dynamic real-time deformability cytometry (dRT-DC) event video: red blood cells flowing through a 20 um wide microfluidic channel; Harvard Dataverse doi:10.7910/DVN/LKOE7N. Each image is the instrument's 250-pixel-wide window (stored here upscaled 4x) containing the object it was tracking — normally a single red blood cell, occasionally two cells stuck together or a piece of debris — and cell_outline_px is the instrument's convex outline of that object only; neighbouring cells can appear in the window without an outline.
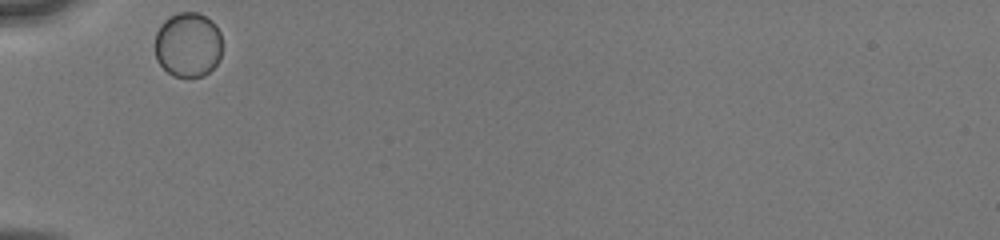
{"species": "human", "species_latin": "Homo sapiens", "temperature_condition": "cold", "stored_images_in_passage": 33, "camera_frame_rate_fps": 3000, "um_per_image_px": 0.085, "donor": {"sex": "male"}, "frame": {"image": 1, "passage_image": 1, "time_ms": 0.0, "image_size_px": [1000, 240], "cell_outline_px": [[220, 60], [204, 76], [172, 76], [156, 60], [156, 32], [160, 24], [164, 20], [176, 12], [196, 12], [212, 20], [216, 24], [220, 32]], "centroid_in_image_um": [15.97, 3.78], "position_along_channel_um": 69.0, "area_um2": 25.43}}
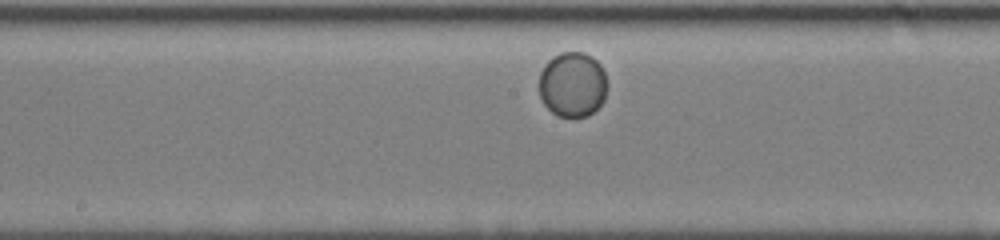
{"frame": {"image": 2, "passage_image": 16, "time_ms": 3.667, "image_size_px": [1000, 240], "cell_outline_px": [[608, 84], [604, 100], [588, 116], [560, 116], [552, 112], [544, 104], [540, 96], [540, 72], [544, 64], [552, 56], [560, 52], [584, 52], [592, 56], [600, 64], [604, 72]], "centroid_in_image_um": [48.67, 7.15], "position_along_channel_um": 199.5, "area_um2": 25.95}}
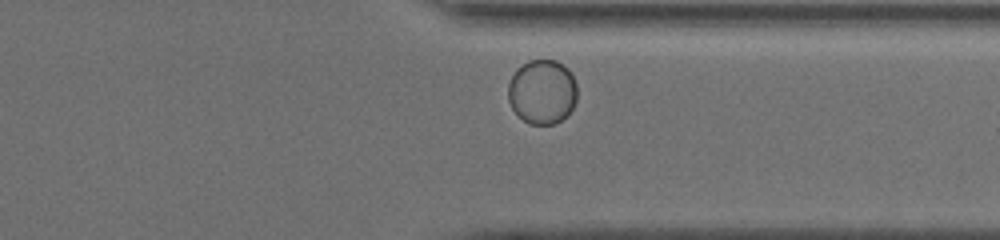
{"frame": {"image": 3, "passage_image": 27, "time_ms": 8.0, "image_size_px": [1000, 240], "cell_outline_px": [[576, 100], [572, 108], [560, 120], [552, 124], [528, 124], [512, 108], [508, 100], [508, 84], [516, 68], [528, 60], [556, 60], [568, 68], [576, 84]], "centroid_in_image_um": [46.07, 7.78], "position_along_channel_um": 365.3, "area_um2": 25.84}}